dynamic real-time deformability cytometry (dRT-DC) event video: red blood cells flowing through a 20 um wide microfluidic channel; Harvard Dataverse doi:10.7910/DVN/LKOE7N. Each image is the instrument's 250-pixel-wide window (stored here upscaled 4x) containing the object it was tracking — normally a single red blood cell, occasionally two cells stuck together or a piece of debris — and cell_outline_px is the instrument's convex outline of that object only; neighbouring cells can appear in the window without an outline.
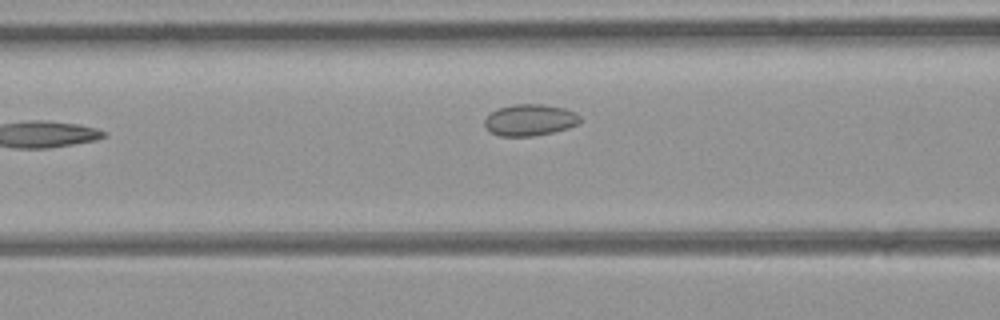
{"species": "common noctule bat (a hibernating species)", "species_latin": "Nyctalus noctula", "temperature_condition": "room temperature", "stored_images_in_passage": 5, "camera_frame_rate_fps": 3000, "um_per_image_px": 0.085, "animal": {"sex": "female", "body_mass_g": 21.9}, "frame": {"image": 1, "passage_image": 4, "time_ms": 1.0, "image_size_px": [1000, 320], "cell_outline_px": [[580, 124], [552, 132], [532, 136], [500, 136], [492, 132], [484, 124], [484, 120], [492, 112], [500, 108], [512, 104], [544, 104], [564, 108], [576, 112], [580, 116]], "centroid_in_image_um": [45.07, 10.19], "position_along_channel_um": 121.5, "area_um2": 17.4}}